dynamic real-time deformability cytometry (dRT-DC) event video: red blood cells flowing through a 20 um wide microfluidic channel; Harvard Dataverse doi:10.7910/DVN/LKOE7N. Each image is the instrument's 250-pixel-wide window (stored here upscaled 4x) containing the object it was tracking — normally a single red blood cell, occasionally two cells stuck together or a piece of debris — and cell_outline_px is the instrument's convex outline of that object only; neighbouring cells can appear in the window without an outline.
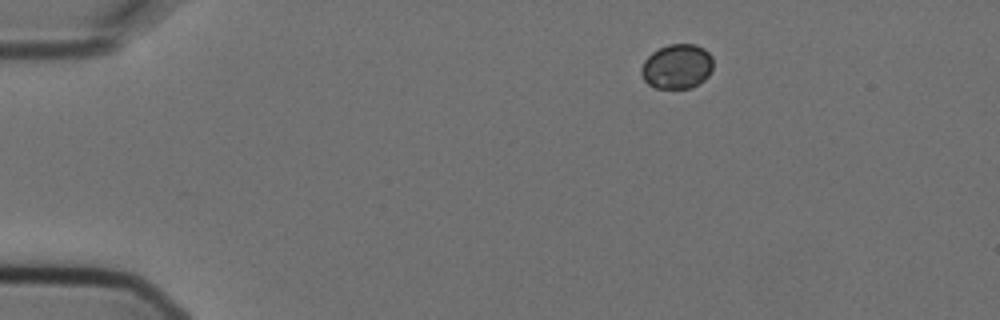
{"species": "Egyptian fruit bat (a non-hibernating species)", "species_latin": "Rousettus aegyptiacus", "temperature_condition": "cold", "stored_images_in_passage": 1, "camera_frame_rate_fps": 3000, "um_per_image_px": 0.085, "animal": {"sex": "female"}, "frame": {"image": 1, "passage_image": 1, "time_ms": 0.0, "image_size_px": [1000, 320], "cell_outline_px": [[712, 68], [708, 76], [700, 84], [692, 88], [656, 88], [648, 84], [644, 80], [640, 72], [640, 68], [644, 60], [652, 52], [668, 44], [696, 44], [704, 48], [712, 56]], "centroid_in_image_um": [57.54, 5.65], "position_along_channel_um": 27.5, "area_um2": 18.9}}